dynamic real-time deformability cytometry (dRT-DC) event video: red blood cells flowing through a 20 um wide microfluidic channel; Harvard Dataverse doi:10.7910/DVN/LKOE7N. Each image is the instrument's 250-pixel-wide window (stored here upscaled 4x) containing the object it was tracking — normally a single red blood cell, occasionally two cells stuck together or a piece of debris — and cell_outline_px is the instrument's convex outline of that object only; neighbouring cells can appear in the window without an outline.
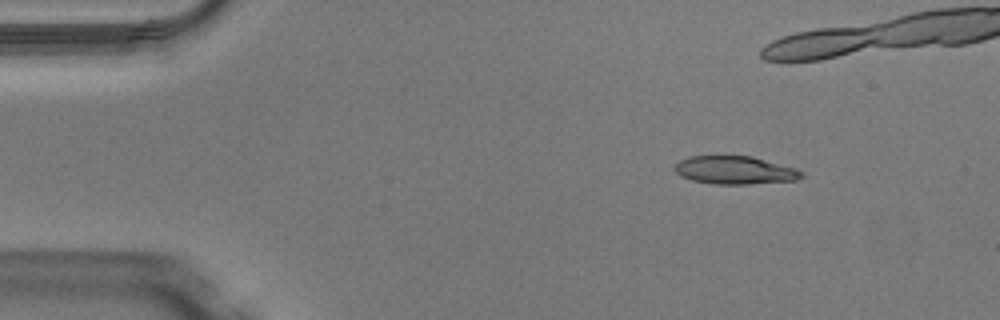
{"species": "Egyptian fruit bat (a non-hibernating species)", "species_latin": "Rousettus aegyptiacus", "temperature_condition": "warm", "stored_images_in_passage": 34, "camera_frame_rate_fps": 3000, "um_per_image_px": 0.085, "animal": {"sex": "male"}, "frame": {"image": 1, "passage_image": 1, "time_ms": 0.0, "image_size_px": [1000, 320], "cell_outline_px": [[804, 176], [796, 180], [748, 184], [716, 184], [692, 180], [680, 176], [676, 172], [676, 164], [680, 160], [688, 156], [752, 156], [796, 168], [804, 172]], "centroid_in_image_um": [62.5, 14.46], "position_along_channel_um": 22.5, "area_um2": 20.69}}
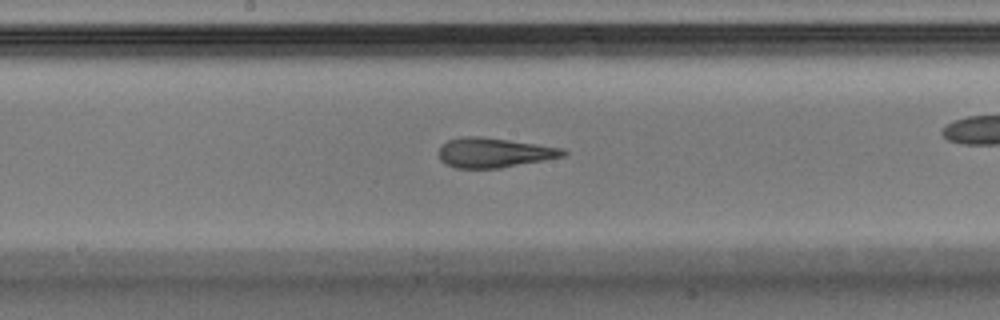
{"frame": {"image": 2, "passage_image": 20, "time_ms": 6.333, "image_size_px": [1000, 320], "cell_outline_px": [[568, 152], [564, 156], [544, 160], [500, 168], [456, 168], [444, 164], [440, 160], [440, 144], [448, 140], [464, 136], [476, 136], [508, 140], [564, 148]], "centroid_in_image_um": [41.98, 12.98], "position_along_channel_um": 206.2, "area_um2": 21.44}}